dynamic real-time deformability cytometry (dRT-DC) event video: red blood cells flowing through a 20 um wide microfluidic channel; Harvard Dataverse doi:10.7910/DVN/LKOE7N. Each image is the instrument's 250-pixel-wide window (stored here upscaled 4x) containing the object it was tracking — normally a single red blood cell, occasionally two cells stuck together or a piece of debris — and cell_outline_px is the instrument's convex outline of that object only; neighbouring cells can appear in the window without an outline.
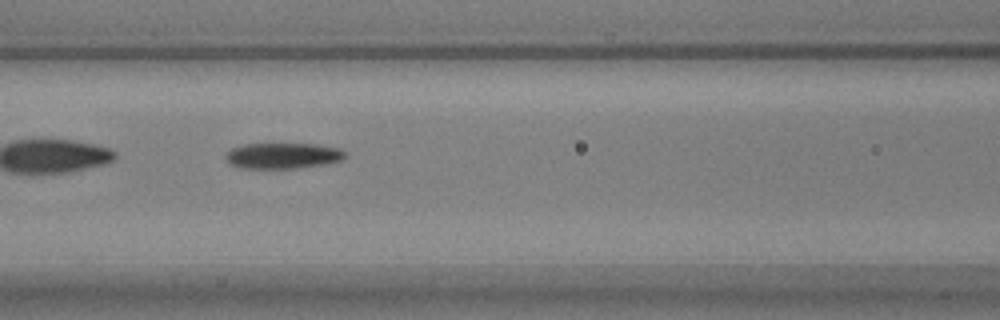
{"species": "common noctule bat (a hibernating species)", "species_latin": "Nyctalus noctula", "temperature_condition": "warm", "stored_images_in_passage": 58, "segment_of_instrument_passage": [2, 2], "camera_frame_rate_fps": 3000, "um_per_image_px": 0.085, "animal": {"sex": "male", "body_mass_g": 17.9, "forearm_length_mm": 54.2}, "frame": {"image": 1, "passage_image": 27, "time_ms": 8.667, "image_size_px": [1000, 320], "cell_outline_px": [[348, 156], [344, 160], [324, 164], [296, 168], [240, 168], [228, 164], [224, 156], [232, 148], [244, 144], [316, 144], [340, 148]], "centroid_in_image_um": [24.05, 13.24], "position_along_channel_um": 142.6, "area_um2": 18.09}}
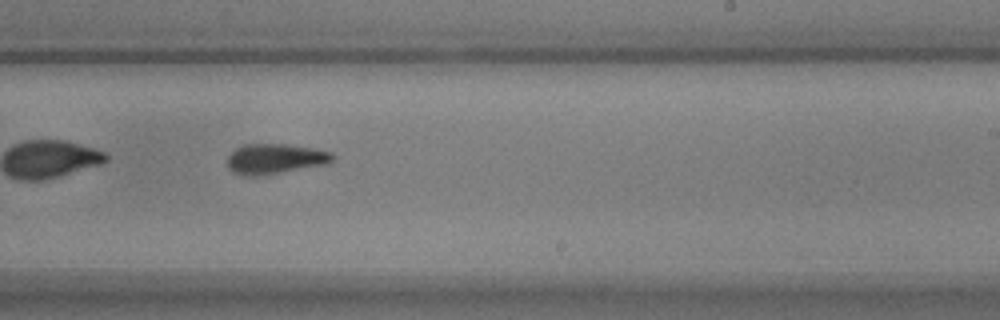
{"frame": {"image": 2, "passage_image": 37, "time_ms": 12.0, "image_size_px": [1000, 320], "cell_outline_px": [[336, 156], [328, 164], [256, 176], [244, 176], [232, 172], [228, 168], [228, 156], [236, 148], [244, 144], [288, 144], [312, 148], [332, 152]], "centroid_in_image_um": [23.38, 13.49], "position_along_channel_um": 265.6, "area_um2": 18.5}}
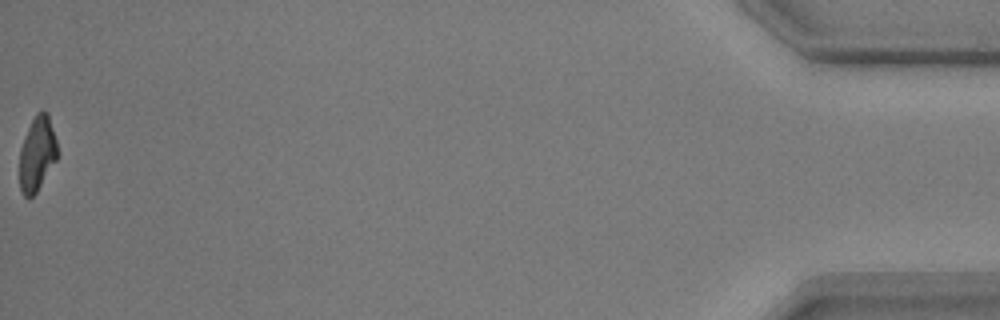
{"frame": {"image": 3, "passage_image": 58, "time_ms": 19.0, "image_size_px": [1000, 320], "cell_outline_px": [[56, 160], [36, 192], [28, 200], [24, 196], [20, 188], [20, 148], [28, 128], [36, 112], [48, 112], [56, 140]], "centroid_in_image_um": [3.14, 13.08], "position_along_channel_um": 432.1, "area_um2": 16.13}}